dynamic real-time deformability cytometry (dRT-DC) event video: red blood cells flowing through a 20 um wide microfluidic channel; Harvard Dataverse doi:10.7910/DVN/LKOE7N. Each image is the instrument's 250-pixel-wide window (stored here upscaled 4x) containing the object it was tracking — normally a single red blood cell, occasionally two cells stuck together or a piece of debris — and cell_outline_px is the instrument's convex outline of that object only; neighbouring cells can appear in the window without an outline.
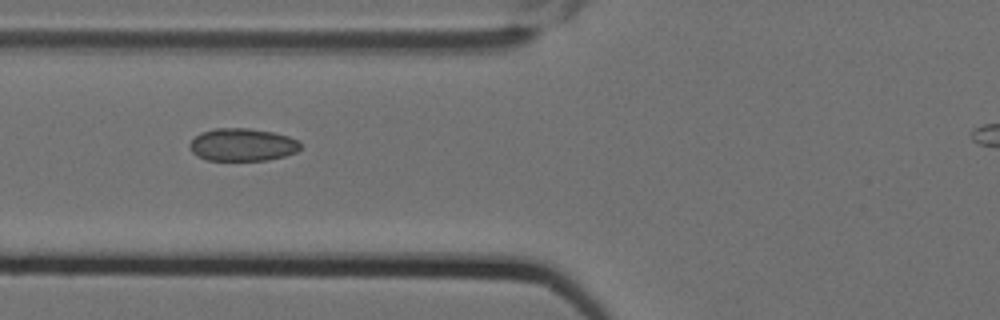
{"species": "Egyptian fruit bat (a non-hibernating species)", "species_latin": "Rousettus aegyptiacus", "temperature_condition": "cold", "stored_images_in_passage": 7, "camera_frame_rate_fps": 3000, "um_per_image_px": 0.085, "animal": {"sex": "female"}, "frame": {"image": 1, "passage_image": 2, "time_ms": 0.333, "image_size_px": [1000, 320], "cell_outline_px": [[300, 148], [296, 152], [284, 156], [268, 160], [208, 160], [196, 156], [188, 148], [188, 144], [200, 132], [216, 128], [248, 128], [272, 132], [288, 136], [300, 140]], "centroid_in_image_um": [20.58, 12.3], "position_along_channel_um": 105.2, "area_um2": 21.21}}
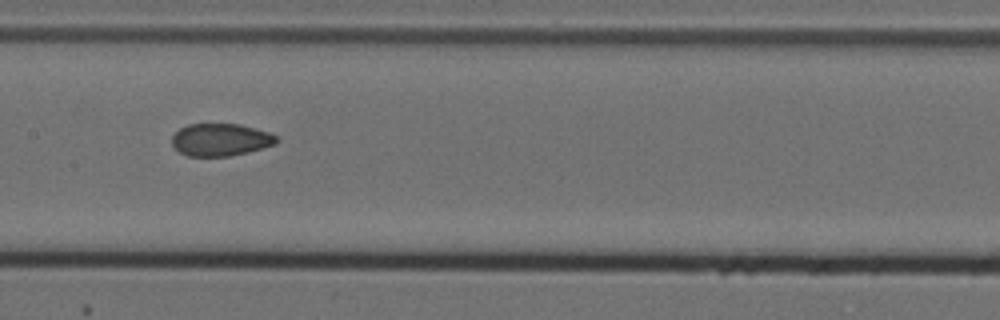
{"frame": {"image": 2, "passage_image": 4, "time_ms": 1.0, "image_size_px": [1000, 320], "cell_outline_px": [[280, 140], [276, 144], [248, 152], [228, 156], [188, 156], [180, 152], [172, 144], [172, 136], [180, 128], [188, 124], [240, 124], [256, 128], [268, 132], [276, 136]], "centroid_in_image_um": [18.77, 11.87], "position_along_channel_um": 188.6, "area_um2": 19.77}}
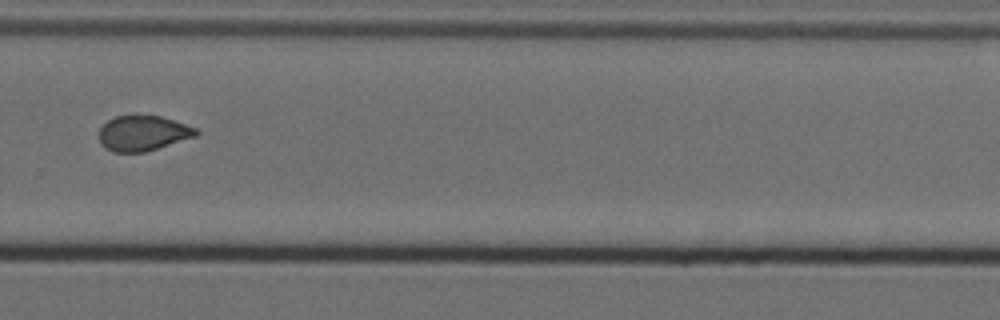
{"frame": {"image": 3, "passage_image": 7, "time_ms": 2.0, "image_size_px": [1000, 320], "cell_outline_px": [[200, 132], [196, 136], [144, 152], [112, 152], [104, 148], [100, 144], [100, 128], [108, 120], [116, 116], [160, 116], [196, 128]], "centroid_in_image_um": [12.13, 11.34], "position_along_channel_um": 317.7, "area_um2": 19.65}}